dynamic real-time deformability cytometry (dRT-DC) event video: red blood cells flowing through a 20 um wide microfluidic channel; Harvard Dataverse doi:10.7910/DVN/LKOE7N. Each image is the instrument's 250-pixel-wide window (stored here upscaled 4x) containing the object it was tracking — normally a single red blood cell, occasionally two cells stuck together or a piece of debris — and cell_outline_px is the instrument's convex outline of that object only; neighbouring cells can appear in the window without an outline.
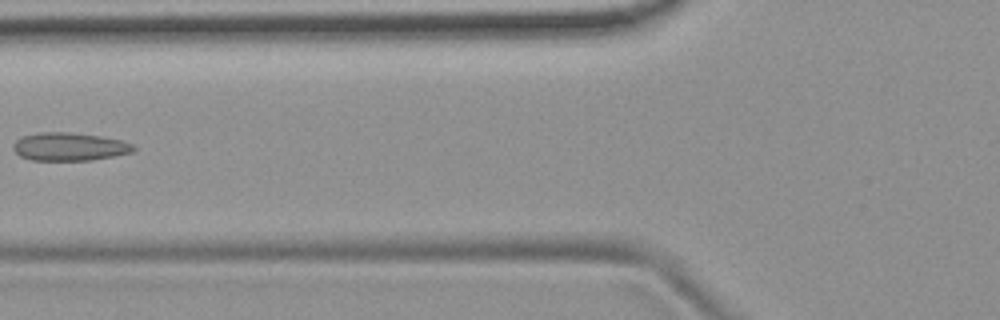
{"species": "common noctule bat (a hibernating species)", "species_latin": "Nyctalus noctula", "temperature_condition": "room temperature", "stored_images_in_passage": 5, "camera_frame_rate_fps": 3000, "um_per_image_px": 0.085, "animal": {"sex": "female", "body_mass_g": 19.9}, "frame": {"image": 1, "passage_image": 5, "time_ms": 4.667, "image_size_px": [1000, 320], "cell_outline_px": [[136, 148], [132, 152], [92, 160], [32, 160], [20, 156], [12, 148], [12, 144], [16, 140], [24, 136], [40, 132], [72, 132], [100, 136], [120, 140], [132, 144]], "centroid_in_image_um": [5.88, 12.46], "position_along_channel_um": 119.9, "area_um2": 19.59}}